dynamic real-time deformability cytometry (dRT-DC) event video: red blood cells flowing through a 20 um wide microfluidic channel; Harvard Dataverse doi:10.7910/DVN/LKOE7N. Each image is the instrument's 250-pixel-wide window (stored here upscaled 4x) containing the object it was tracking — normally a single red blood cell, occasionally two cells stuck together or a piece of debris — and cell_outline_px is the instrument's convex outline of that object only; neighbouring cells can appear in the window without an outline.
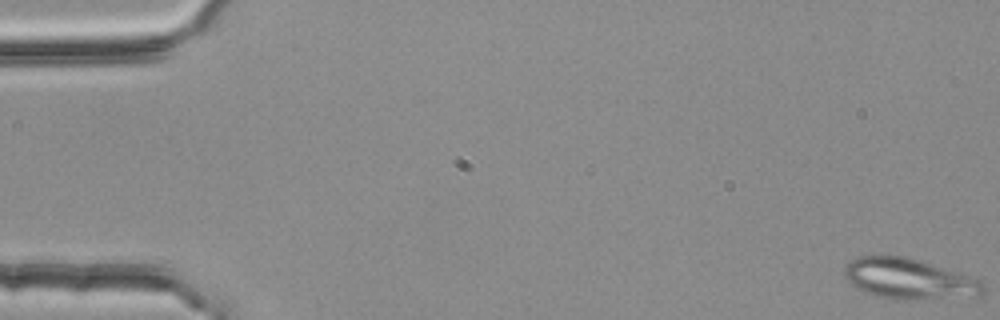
{"species": "common noctule bat (a hibernating species)", "species_latin": "Nyctalus noctula", "temperature_condition": "room temperature", "stored_images_in_passage": 53, "segment_of_instrument_passage": [1, 2], "camera_frame_rate_fps": 3000, "um_per_image_px": 0.085, "animal": {"sex": "female", "body_mass_g": 25.1}, "frame": {"image": 1, "passage_image": 1, "time_ms": 0.0, "image_size_px": [1000, 320], "cell_outline_px": [[984, 296], [976, 300], [904, 300], [864, 292], [856, 288], [844, 276], [844, 264], [856, 256], [872, 252], [908, 256], [980, 280], [984, 284]], "centroid_in_image_um": [77.32, 23.7], "position_along_channel_um": 7.7, "area_um2": 34.51}}